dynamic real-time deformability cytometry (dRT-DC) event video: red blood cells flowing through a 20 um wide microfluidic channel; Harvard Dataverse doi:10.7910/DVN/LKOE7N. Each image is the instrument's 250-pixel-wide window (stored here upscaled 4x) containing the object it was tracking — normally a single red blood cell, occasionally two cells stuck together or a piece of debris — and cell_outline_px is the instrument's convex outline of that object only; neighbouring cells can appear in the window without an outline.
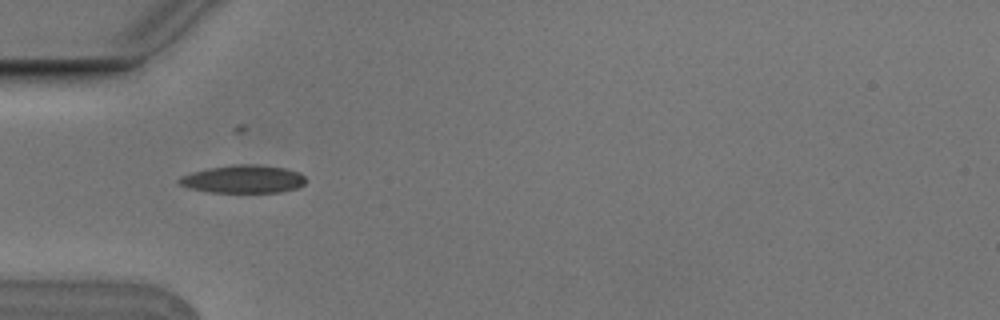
{"species": "Egyptian fruit bat (a non-hibernating species)", "species_latin": "Rousettus aegyptiacus", "temperature_condition": "cold", "stored_images_in_passage": 6, "camera_frame_rate_fps": 3000, "um_per_image_px": 0.085, "animal": {"sex": "male"}, "frame": {"image": 1, "passage_image": 5, "time_ms": 1.333, "image_size_px": [1000, 320], "cell_outline_px": [[304, 184], [296, 188], [280, 192], [208, 192], [188, 188], [176, 184], [176, 180], [180, 176], [192, 172], [208, 168], [236, 164], [256, 164], [284, 168], [300, 172], [304, 176]], "centroid_in_image_um": [20.61, 15.22], "position_along_channel_um": 64.4, "area_um2": 20.75}}